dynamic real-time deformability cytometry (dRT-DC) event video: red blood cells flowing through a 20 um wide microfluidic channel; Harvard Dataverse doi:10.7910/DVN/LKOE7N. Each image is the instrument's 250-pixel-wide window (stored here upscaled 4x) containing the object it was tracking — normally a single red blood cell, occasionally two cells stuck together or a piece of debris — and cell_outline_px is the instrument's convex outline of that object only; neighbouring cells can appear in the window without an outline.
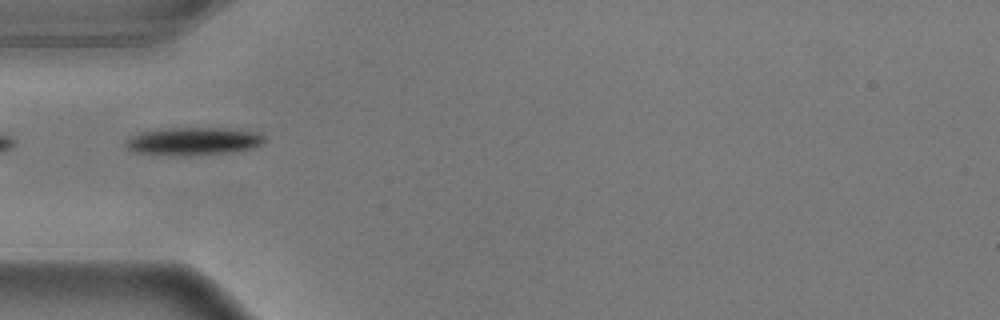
{"species": "common noctule bat (a hibernating species)", "species_latin": "Nyctalus noctula", "temperature_condition": "warm", "stored_images_in_passage": 39, "camera_frame_rate_fps": 3000, "um_per_image_px": 0.085, "animal": {"sex": "male", "body_mass_g": 17.9}, "frame": {"image": 1, "passage_image": 1, "time_ms": 0.0, "image_size_px": [1000, 320], "cell_outline_px": [[264, 140], [260, 144], [252, 148], [224, 152], [136, 152], [128, 148], [124, 144], [132, 136], [140, 132], [160, 128], [228, 128], [260, 132], [264, 136]], "centroid_in_image_um": [16.49, 11.92], "position_along_channel_um": 68.5, "area_um2": 20.98}}
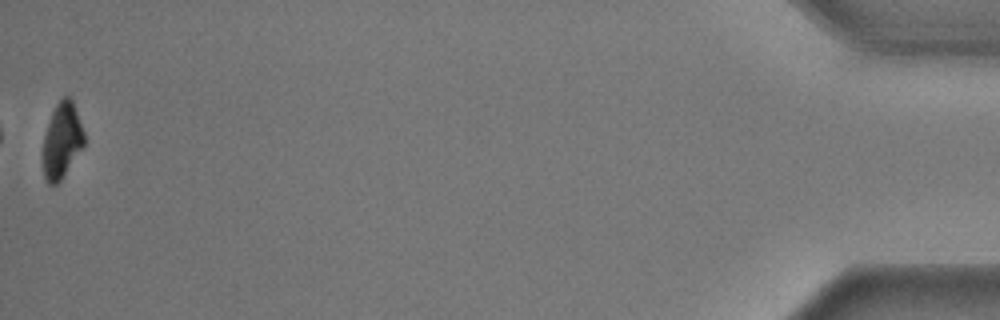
{"frame": {"image": 2, "passage_image": 39, "time_ms": 12.667, "image_size_px": [1000, 320], "cell_outline_px": [[84, 144], [60, 180], [56, 184], [48, 184], [44, 176], [44, 136], [52, 112], [56, 104], [64, 96], [68, 96], [72, 100], [84, 132]], "centroid_in_image_um": [5.26, 11.92], "position_along_channel_um": 429.9, "area_um2": 17.46}, "authors_computed_cell_mechanics": {"area_um2": 22.4264, "velocity_mm_per_s": 3.6105, "shape_relaxation_time_tau1_ms": 2.6836, "shape_relaxation_time_tau2_ms": null, "deformation_change_tau1": 0.1431, "deformation_change_tau2": null}}